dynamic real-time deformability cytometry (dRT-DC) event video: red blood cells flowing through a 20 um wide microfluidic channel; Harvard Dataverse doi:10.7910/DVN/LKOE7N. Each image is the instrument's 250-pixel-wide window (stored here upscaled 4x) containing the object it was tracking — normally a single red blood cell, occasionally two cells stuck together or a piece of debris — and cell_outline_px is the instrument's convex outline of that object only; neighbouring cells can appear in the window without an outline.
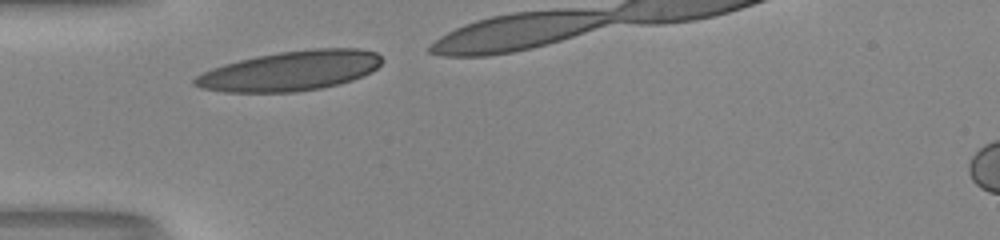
{"species": "human", "species_latin": "Homo sapiens", "temperature_condition": "room temperature", "stored_images_in_passage": 8, "camera_frame_rate_fps": 3000, "um_per_image_px": 0.085, "donor": {"sex": "male"}, "frame": {"image": 1, "passage_image": 1, "time_ms": 0.0, "image_size_px": [1000, 240], "cell_outline_px": [[384, 60], [372, 72], [364, 76], [340, 84], [320, 88], [296, 92], [224, 92], [200, 88], [192, 84], [192, 80], [196, 76], [212, 68], [224, 64], [256, 56], [280, 52], [312, 48], [360, 48], [376, 52]], "centroid_in_image_um": [24.7, 6.02], "position_along_channel_um": 60.3, "area_um2": 43.58}}